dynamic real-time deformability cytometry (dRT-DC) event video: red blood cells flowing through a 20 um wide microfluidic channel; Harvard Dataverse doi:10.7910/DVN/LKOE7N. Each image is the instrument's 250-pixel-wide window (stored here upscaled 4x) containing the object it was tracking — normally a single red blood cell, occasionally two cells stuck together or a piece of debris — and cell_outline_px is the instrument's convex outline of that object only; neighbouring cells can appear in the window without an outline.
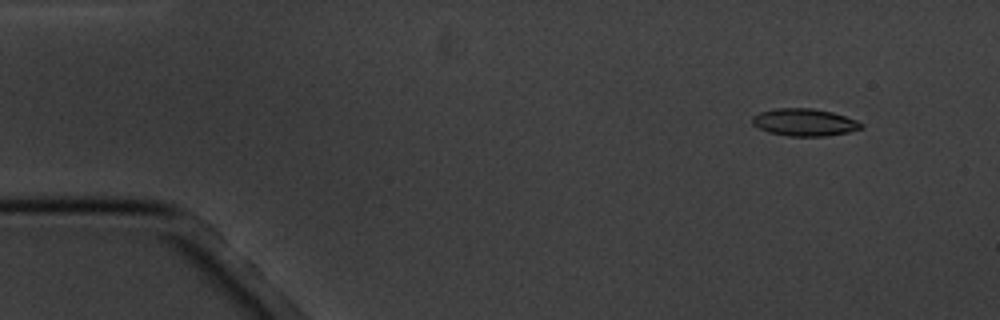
{"species": "common noctule bat (a hibernating species)", "species_latin": "Nyctalus noctula", "temperature_condition": "cold", "stored_images_in_passage": 4, "camera_frame_rate_fps": 3000, "um_per_image_px": 0.085, "animal": {"sex": "male", "body_mass_g": 20.1, "forearm_length_mm": 53.5}, "frame": {"image": 1, "passage_image": 1, "time_ms": 0.0, "image_size_px": [1000, 320], "cell_outline_px": [[864, 128], [848, 132], [824, 136], [788, 136], [768, 132], [752, 124], [752, 116], [760, 112], [776, 108], [812, 108], [832, 112], [856, 120], [864, 124]], "centroid_in_image_um": [68.38, 10.39], "position_along_channel_um": 16.6, "area_um2": 17.34}}
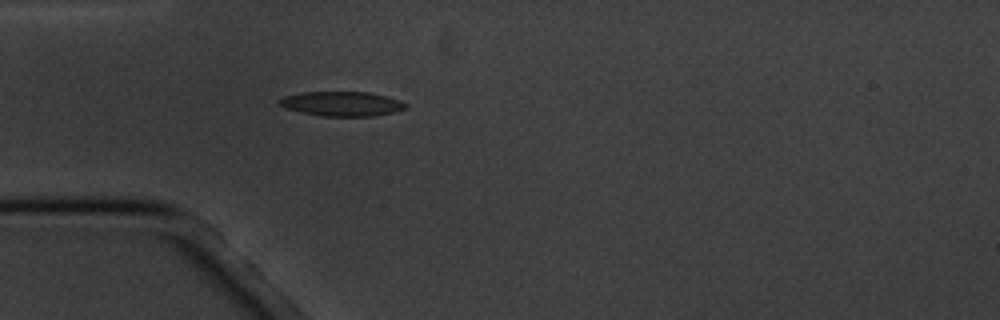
{"frame": {"image": 2, "passage_image": 4, "time_ms": 3.667, "image_size_px": [1000, 320], "cell_outline_px": [[408, 108], [376, 116], [320, 116], [300, 112], [284, 108], [276, 104], [276, 100], [284, 96], [304, 92], [368, 92], [400, 100], [408, 104]], "centroid_in_image_um": [29.01, 8.83], "position_along_channel_um": 56.0, "area_um2": 18.26}}